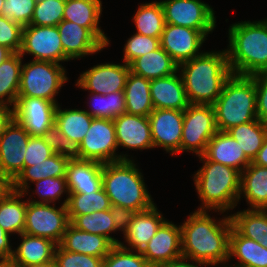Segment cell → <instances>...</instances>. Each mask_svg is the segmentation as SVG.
<instances>
[{"mask_svg":"<svg viewBox=\"0 0 267 267\" xmlns=\"http://www.w3.org/2000/svg\"><path fill=\"white\" fill-rule=\"evenodd\" d=\"M233 227L244 237L267 248V210L244 209L230 215Z\"/></svg>","mask_w":267,"mask_h":267,"instance_id":"cell-33","label":"cell"},{"mask_svg":"<svg viewBox=\"0 0 267 267\" xmlns=\"http://www.w3.org/2000/svg\"><path fill=\"white\" fill-rule=\"evenodd\" d=\"M53 154L41 136H30L24 156V167L42 163Z\"/></svg>","mask_w":267,"mask_h":267,"instance_id":"cell-50","label":"cell"},{"mask_svg":"<svg viewBox=\"0 0 267 267\" xmlns=\"http://www.w3.org/2000/svg\"><path fill=\"white\" fill-rule=\"evenodd\" d=\"M103 163L94 160L70 159L66 180L70 193H90L102 188Z\"/></svg>","mask_w":267,"mask_h":267,"instance_id":"cell-25","label":"cell"},{"mask_svg":"<svg viewBox=\"0 0 267 267\" xmlns=\"http://www.w3.org/2000/svg\"><path fill=\"white\" fill-rule=\"evenodd\" d=\"M228 43L226 51L232 74L251 76L267 71V18L231 24Z\"/></svg>","mask_w":267,"mask_h":267,"instance_id":"cell-3","label":"cell"},{"mask_svg":"<svg viewBox=\"0 0 267 267\" xmlns=\"http://www.w3.org/2000/svg\"><path fill=\"white\" fill-rule=\"evenodd\" d=\"M66 0H38L30 25L57 26L63 20Z\"/></svg>","mask_w":267,"mask_h":267,"instance_id":"cell-43","label":"cell"},{"mask_svg":"<svg viewBox=\"0 0 267 267\" xmlns=\"http://www.w3.org/2000/svg\"><path fill=\"white\" fill-rule=\"evenodd\" d=\"M184 110L154 109L148 116L154 148L180 154Z\"/></svg>","mask_w":267,"mask_h":267,"instance_id":"cell-15","label":"cell"},{"mask_svg":"<svg viewBox=\"0 0 267 267\" xmlns=\"http://www.w3.org/2000/svg\"><path fill=\"white\" fill-rule=\"evenodd\" d=\"M227 132L239 143L246 157L252 162L267 136V123L256 119L232 127Z\"/></svg>","mask_w":267,"mask_h":267,"instance_id":"cell-37","label":"cell"},{"mask_svg":"<svg viewBox=\"0 0 267 267\" xmlns=\"http://www.w3.org/2000/svg\"><path fill=\"white\" fill-rule=\"evenodd\" d=\"M238 267H267V248L242 236L233 226L229 235V262Z\"/></svg>","mask_w":267,"mask_h":267,"instance_id":"cell-30","label":"cell"},{"mask_svg":"<svg viewBox=\"0 0 267 267\" xmlns=\"http://www.w3.org/2000/svg\"><path fill=\"white\" fill-rule=\"evenodd\" d=\"M229 262H225V263H222V264H220V266H219V264H216V265H213L212 267H238V266H235V265H232V262L230 263V264H228ZM222 265V266H221Z\"/></svg>","mask_w":267,"mask_h":267,"instance_id":"cell-60","label":"cell"},{"mask_svg":"<svg viewBox=\"0 0 267 267\" xmlns=\"http://www.w3.org/2000/svg\"><path fill=\"white\" fill-rule=\"evenodd\" d=\"M111 203L104 188L90 193H70L67 202L68 215H84L94 211L109 210Z\"/></svg>","mask_w":267,"mask_h":267,"instance_id":"cell-41","label":"cell"},{"mask_svg":"<svg viewBox=\"0 0 267 267\" xmlns=\"http://www.w3.org/2000/svg\"><path fill=\"white\" fill-rule=\"evenodd\" d=\"M103 267H151L141 251L128 250L120 244L114 245L104 257Z\"/></svg>","mask_w":267,"mask_h":267,"instance_id":"cell-45","label":"cell"},{"mask_svg":"<svg viewBox=\"0 0 267 267\" xmlns=\"http://www.w3.org/2000/svg\"><path fill=\"white\" fill-rule=\"evenodd\" d=\"M69 224L67 205L56 207V203L27 201L23 233L46 238L59 245Z\"/></svg>","mask_w":267,"mask_h":267,"instance_id":"cell-9","label":"cell"},{"mask_svg":"<svg viewBox=\"0 0 267 267\" xmlns=\"http://www.w3.org/2000/svg\"><path fill=\"white\" fill-rule=\"evenodd\" d=\"M0 267H16L10 261L7 262H0Z\"/></svg>","mask_w":267,"mask_h":267,"instance_id":"cell-61","label":"cell"},{"mask_svg":"<svg viewBox=\"0 0 267 267\" xmlns=\"http://www.w3.org/2000/svg\"><path fill=\"white\" fill-rule=\"evenodd\" d=\"M13 118V108L0 104V136Z\"/></svg>","mask_w":267,"mask_h":267,"instance_id":"cell-55","label":"cell"},{"mask_svg":"<svg viewBox=\"0 0 267 267\" xmlns=\"http://www.w3.org/2000/svg\"><path fill=\"white\" fill-rule=\"evenodd\" d=\"M68 217L70 224L78 230L96 235H103L114 245H118L121 242L110 235L117 232L110 209L94 211L84 215H68Z\"/></svg>","mask_w":267,"mask_h":267,"instance_id":"cell-38","label":"cell"},{"mask_svg":"<svg viewBox=\"0 0 267 267\" xmlns=\"http://www.w3.org/2000/svg\"><path fill=\"white\" fill-rule=\"evenodd\" d=\"M103 260L101 257L64 250L59 245L54 251L56 267H103Z\"/></svg>","mask_w":267,"mask_h":267,"instance_id":"cell-47","label":"cell"},{"mask_svg":"<svg viewBox=\"0 0 267 267\" xmlns=\"http://www.w3.org/2000/svg\"><path fill=\"white\" fill-rule=\"evenodd\" d=\"M113 122L118 147L133 151L154 148L148 116L123 113Z\"/></svg>","mask_w":267,"mask_h":267,"instance_id":"cell-19","label":"cell"},{"mask_svg":"<svg viewBox=\"0 0 267 267\" xmlns=\"http://www.w3.org/2000/svg\"><path fill=\"white\" fill-rule=\"evenodd\" d=\"M4 5V0H0V16L2 15V7Z\"/></svg>","mask_w":267,"mask_h":267,"instance_id":"cell-62","label":"cell"},{"mask_svg":"<svg viewBox=\"0 0 267 267\" xmlns=\"http://www.w3.org/2000/svg\"><path fill=\"white\" fill-rule=\"evenodd\" d=\"M19 54L32 55L33 60L51 61L58 64L70 61L64 54L57 26L27 25L22 31Z\"/></svg>","mask_w":267,"mask_h":267,"instance_id":"cell-12","label":"cell"},{"mask_svg":"<svg viewBox=\"0 0 267 267\" xmlns=\"http://www.w3.org/2000/svg\"><path fill=\"white\" fill-rule=\"evenodd\" d=\"M190 261H192V263ZM156 267H208V266L206 264L193 261L189 258L180 257L176 260L159 264Z\"/></svg>","mask_w":267,"mask_h":267,"instance_id":"cell-54","label":"cell"},{"mask_svg":"<svg viewBox=\"0 0 267 267\" xmlns=\"http://www.w3.org/2000/svg\"><path fill=\"white\" fill-rule=\"evenodd\" d=\"M131 160L103 163L102 187L111 205L142 212L155 203L149 193L142 172Z\"/></svg>","mask_w":267,"mask_h":267,"instance_id":"cell-5","label":"cell"},{"mask_svg":"<svg viewBox=\"0 0 267 267\" xmlns=\"http://www.w3.org/2000/svg\"><path fill=\"white\" fill-rule=\"evenodd\" d=\"M150 81L132 72L129 73L124 88L126 113L149 116L154 110L150 94Z\"/></svg>","mask_w":267,"mask_h":267,"instance_id":"cell-32","label":"cell"},{"mask_svg":"<svg viewBox=\"0 0 267 267\" xmlns=\"http://www.w3.org/2000/svg\"><path fill=\"white\" fill-rule=\"evenodd\" d=\"M141 253L151 267L182 257L180 225L166 220Z\"/></svg>","mask_w":267,"mask_h":267,"instance_id":"cell-18","label":"cell"},{"mask_svg":"<svg viewBox=\"0 0 267 267\" xmlns=\"http://www.w3.org/2000/svg\"><path fill=\"white\" fill-rule=\"evenodd\" d=\"M57 28L65 56L77 60L101 52L106 46L88 29L78 24L62 20Z\"/></svg>","mask_w":267,"mask_h":267,"instance_id":"cell-20","label":"cell"},{"mask_svg":"<svg viewBox=\"0 0 267 267\" xmlns=\"http://www.w3.org/2000/svg\"><path fill=\"white\" fill-rule=\"evenodd\" d=\"M102 9L101 0H66L63 20L88 28L107 47L110 40L100 27Z\"/></svg>","mask_w":267,"mask_h":267,"instance_id":"cell-23","label":"cell"},{"mask_svg":"<svg viewBox=\"0 0 267 267\" xmlns=\"http://www.w3.org/2000/svg\"><path fill=\"white\" fill-rule=\"evenodd\" d=\"M62 64L51 61L33 60L22 63L18 97H36L53 101L68 81Z\"/></svg>","mask_w":267,"mask_h":267,"instance_id":"cell-7","label":"cell"},{"mask_svg":"<svg viewBox=\"0 0 267 267\" xmlns=\"http://www.w3.org/2000/svg\"><path fill=\"white\" fill-rule=\"evenodd\" d=\"M41 137L54 153L69 159H79V144L62 134L55 123Z\"/></svg>","mask_w":267,"mask_h":267,"instance_id":"cell-44","label":"cell"},{"mask_svg":"<svg viewBox=\"0 0 267 267\" xmlns=\"http://www.w3.org/2000/svg\"><path fill=\"white\" fill-rule=\"evenodd\" d=\"M57 104L36 97H18L13 117L30 136H42L55 123Z\"/></svg>","mask_w":267,"mask_h":267,"instance_id":"cell-16","label":"cell"},{"mask_svg":"<svg viewBox=\"0 0 267 267\" xmlns=\"http://www.w3.org/2000/svg\"><path fill=\"white\" fill-rule=\"evenodd\" d=\"M79 148V159L81 160H94L100 163L131 160L128 153L117 154L115 125L110 119L93 118Z\"/></svg>","mask_w":267,"mask_h":267,"instance_id":"cell-10","label":"cell"},{"mask_svg":"<svg viewBox=\"0 0 267 267\" xmlns=\"http://www.w3.org/2000/svg\"><path fill=\"white\" fill-rule=\"evenodd\" d=\"M150 94L154 109L185 110L189 106L178 70L169 76L152 79Z\"/></svg>","mask_w":267,"mask_h":267,"instance_id":"cell-22","label":"cell"},{"mask_svg":"<svg viewBox=\"0 0 267 267\" xmlns=\"http://www.w3.org/2000/svg\"><path fill=\"white\" fill-rule=\"evenodd\" d=\"M37 0H4L2 16L22 27L30 25Z\"/></svg>","mask_w":267,"mask_h":267,"instance_id":"cell-48","label":"cell"},{"mask_svg":"<svg viewBox=\"0 0 267 267\" xmlns=\"http://www.w3.org/2000/svg\"><path fill=\"white\" fill-rule=\"evenodd\" d=\"M61 108L58 104L55 124L62 134L80 144L90 128L93 117L85 109Z\"/></svg>","mask_w":267,"mask_h":267,"instance_id":"cell-36","label":"cell"},{"mask_svg":"<svg viewBox=\"0 0 267 267\" xmlns=\"http://www.w3.org/2000/svg\"><path fill=\"white\" fill-rule=\"evenodd\" d=\"M13 191V180L0 171V200L6 198Z\"/></svg>","mask_w":267,"mask_h":267,"instance_id":"cell-56","label":"cell"},{"mask_svg":"<svg viewBox=\"0 0 267 267\" xmlns=\"http://www.w3.org/2000/svg\"><path fill=\"white\" fill-rule=\"evenodd\" d=\"M110 213L113 217L114 224L116 226L117 231L124 232L127 230L129 224L132 222L135 211L132 209L124 208L117 205H111Z\"/></svg>","mask_w":267,"mask_h":267,"instance_id":"cell-52","label":"cell"},{"mask_svg":"<svg viewBox=\"0 0 267 267\" xmlns=\"http://www.w3.org/2000/svg\"><path fill=\"white\" fill-rule=\"evenodd\" d=\"M90 106L87 111L93 118L113 120L126 113L124 91H117L110 94L91 93L88 95Z\"/></svg>","mask_w":267,"mask_h":267,"instance_id":"cell-40","label":"cell"},{"mask_svg":"<svg viewBox=\"0 0 267 267\" xmlns=\"http://www.w3.org/2000/svg\"><path fill=\"white\" fill-rule=\"evenodd\" d=\"M256 86L257 118L267 123V71L251 75Z\"/></svg>","mask_w":267,"mask_h":267,"instance_id":"cell-51","label":"cell"},{"mask_svg":"<svg viewBox=\"0 0 267 267\" xmlns=\"http://www.w3.org/2000/svg\"><path fill=\"white\" fill-rule=\"evenodd\" d=\"M13 54L11 50L3 45H0V64Z\"/></svg>","mask_w":267,"mask_h":267,"instance_id":"cell-58","label":"cell"},{"mask_svg":"<svg viewBox=\"0 0 267 267\" xmlns=\"http://www.w3.org/2000/svg\"><path fill=\"white\" fill-rule=\"evenodd\" d=\"M36 185V190L33 191L32 195H38L40 200H35L31 193L29 194L32 198H27V201L34 203H45V204H55V201H59L62 195L66 193V199L62 201V205H67L69 199V189L67 185L66 177H48L34 182ZM32 199V200H31Z\"/></svg>","mask_w":267,"mask_h":267,"instance_id":"cell-42","label":"cell"},{"mask_svg":"<svg viewBox=\"0 0 267 267\" xmlns=\"http://www.w3.org/2000/svg\"><path fill=\"white\" fill-rule=\"evenodd\" d=\"M241 197L245 198L249 206L247 209L267 210V167L251 162L241 172L238 202Z\"/></svg>","mask_w":267,"mask_h":267,"instance_id":"cell-29","label":"cell"},{"mask_svg":"<svg viewBox=\"0 0 267 267\" xmlns=\"http://www.w3.org/2000/svg\"><path fill=\"white\" fill-rule=\"evenodd\" d=\"M218 132L211 104H189L184 110L180 153L204 154L207 143Z\"/></svg>","mask_w":267,"mask_h":267,"instance_id":"cell-8","label":"cell"},{"mask_svg":"<svg viewBox=\"0 0 267 267\" xmlns=\"http://www.w3.org/2000/svg\"><path fill=\"white\" fill-rule=\"evenodd\" d=\"M133 16L132 20L136 26V33L161 38L165 19L160 1L140 4Z\"/></svg>","mask_w":267,"mask_h":267,"instance_id":"cell-39","label":"cell"},{"mask_svg":"<svg viewBox=\"0 0 267 267\" xmlns=\"http://www.w3.org/2000/svg\"><path fill=\"white\" fill-rule=\"evenodd\" d=\"M129 67L130 72L149 80L169 76L178 70V65L162 47L136 58Z\"/></svg>","mask_w":267,"mask_h":267,"instance_id":"cell-31","label":"cell"},{"mask_svg":"<svg viewBox=\"0 0 267 267\" xmlns=\"http://www.w3.org/2000/svg\"><path fill=\"white\" fill-rule=\"evenodd\" d=\"M202 167L193 175L194 187L201 201L199 211H214L224 214L237 204L240 194L241 173L229 166L198 156Z\"/></svg>","mask_w":267,"mask_h":267,"instance_id":"cell-4","label":"cell"},{"mask_svg":"<svg viewBox=\"0 0 267 267\" xmlns=\"http://www.w3.org/2000/svg\"><path fill=\"white\" fill-rule=\"evenodd\" d=\"M252 163L258 166L267 167V136Z\"/></svg>","mask_w":267,"mask_h":267,"instance_id":"cell-57","label":"cell"},{"mask_svg":"<svg viewBox=\"0 0 267 267\" xmlns=\"http://www.w3.org/2000/svg\"><path fill=\"white\" fill-rule=\"evenodd\" d=\"M23 27L12 20L0 16V45L13 53H19L22 46Z\"/></svg>","mask_w":267,"mask_h":267,"instance_id":"cell-49","label":"cell"},{"mask_svg":"<svg viewBox=\"0 0 267 267\" xmlns=\"http://www.w3.org/2000/svg\"><path fill=\"white\" fill-rule=\"evenodd\" d=\"M23 57L13 53L0 64V104L14 107L20 87Z\"/></svg>","mask_w":267,"mask_h":267,"instance_id":"cell-35","label":"cell"},{"mask_svg":"<svg viewBox=\"0 0 267 267\" xmlns=\"http://www.w3.org/2000/svg\"><path fill=\"white\" fill-rule=\"evenodd\" d=\"M129 73L126 63H101L83 71L75 84L91 93L110 94L124 91Z\"/></svg>","mask_w":267,"mask_h":267,"instance_id":"cell-14","label":"cell"},{"mask_svg":"<svg viewBox=\"0 0 267 267\" xmlns=\"http://www.w3.org/2000/svg\"><path fill=\"white\" fill-rule=\"evenodd\" d=\"M165 23L200 32H213L216 16L212 6L201 0H161Z\"/></svg>","mask_w":267,"mask_h":267,"instance_id":"cell-11","label":"cell"},{"mask_svg":"<svg viewBox=\"0 0 267 267\" xmlns=\"http://www.w3.org/2000/svg\"><path fill=\"white\" fill-rule=\"evenodd\" d=\"M59 246L70 252L104 258L114 244L103 235L84 232L69 224Z\"/></svg>","mask_w":267,"mask_h":267,"instance_id":"cell-28","label":"cell"},{"mask_svg":"<svg viewBox=\"0 0 267 267\" xmlns=\"http://www.w3.org/2000/svg\"><path fill=\"white\" fill-rule=\"evenodd\" d=\"M189 104L213 105L232 75L226 49L204 51L178 66Z\"/></svg>","mask_w":267,"mask_h":267,"instance_id":"cell-2","label":"cell"},{"mask_svg":"<svg viewBox=\"0 0 267 267\" xmlns=\"http://www.w3.org/2000/svg\"><path fill=\"white\" fill-rule=\"evenodd\" d=\"M10 237L0 226V262H7L12 258L14 248Z\"/></svg>","mask_w":267,"mask_h":267,"instance_id":"cell-53","label":"cell"},{"mask_svg":"<svg viewBox=\"0 0 267 267\" xmlns=\"http://www.w3.org/2000/svg\"><path fill=\"white\" fill-rule=\"evenodd\" d=\"M162 214L156 204L148 210L136 212L132 222L123 234L124 243L127 244L120 242V245L128 250L142 251L166 221Z\"/></svg>","mask_w":267,"mask_h":267,"instance_id":"cell-21","label":"cell"},{"mask_svg":"<svg viewBox=\"0 0 267 267\" xmlns=\"http://www.w3.org/2000/svg\"><path fill=\"white\" fill-rule=\"evenodd\" d=\"M213 108L218 131L227 132L232 127L258 119L253 77L232 74L224 83Z\"/></svg>","mask_w":267,"mask_h":267,"instance_id":"cell-6","label":"cell"},{"mask_svg":"<svg viewBox=\"0 0 267 267\" xmlns=\"http://www.w3.org/2000/svg\"><path fill=\"white\" fill-rule=\"evenodd\" d=\"M28 267H56V265H55V261L53 259L52 261H48V262L40 263V264H36V265H31Z\"/></svg>","mask_w":267,"mask_h":267,"instance_id":"cell-59","label":"cell"},{"mask_svg":"<svg viewBox=\"0 0 267 267\" xmlns=\"http://www.w3.org/2000/svg\"><path fill=\"white\" fill-rule=\"evenodd\" d=\"M69 158L54 153L52 156L30 167H24L13 180V190L22 192L25 196L30 193V183L48 177H66V168Z\"/></svg>","mask_w":267,"mask_h":267,"instance_id":"cell-27","label":"cell"},{"mask_svg":"<svg viewBox=\"0 0 267 267\" xmlns=\"http://www.w3.org/2000/svg\"><path fill=\"white\" fill-rule=\"evenodd\" d=\"M195 210L180 224L182 257L213 266L229 262L230 214L217 218Z\"/></svg>","mask_w":267,"mask_h":267,"instance_id":"cell-1","label":"cell"},{"mask_svg":"<svg viewBox=\"0 0 267 267\" xmlns=\"http://www.w3.org/2000/svg\"><path fill=\"white\" fill-rule=\"evenodd\" d=\"M30 134L14 118L0 136V171L14 180L24 168Z\"/></svg>","mask_w":267,"mask_h":267,"instance_id":"cell-17","label":"cell"},{"mask_svg":"<svg viewBox=\"0 0 267 267\" xmlns=\"http://www.w3.org/2000/svg\"><path fill=\"white\" fill-rule=\"evenodd\" d=\"M210 33L212 32H200L196 29L165 23L160 38V47L179 66L203 53L201 47Z\"/></svg>","mask_w":267,"mask_h":267,"instance_id":"cell-13","label":"cell"},{"mask_svg":"<svg viewBox=\"0 0 267 267\" xmlns=\"http://www.w3.org/2000/svg\"><path fill=\"white\" fill-rule=\"evenodd\" d=\"M22 192L12 191L0 200V226L11 235L18 236L24 232L27 199L22 200Z\"/></svg>","mask_w":267,"mask_h":267,"instance_id":"cell-34","label":"cell"},{"mask_svg":"<svg viewBox=\"0 0 267 267\" xmlns=\"http://www.w3.org/2000/svg\"><path fill=\"white\" fill-rule=\"evenodd\" d=\"M203 155L210 161L232 167L240 173L251 163L239 143L223 131H218L210 139Z\"/></svg>","mask_w":267,"mask_h":267,"instance_id":"cell-24","label":"cell"},{"mask_svg":"<svg viewBox=\"0 0 267 267\" xmlns=\"http://www.w3.org/2000/svg\"><path fill=\"white\" fill-rule=\"evenodd\" d=\"M160 47V39L134 33L123 47V62L129 65L136 58L155 51Z\"/></svg>","mask_w":267,"mask_h":267,"instance_id":"cell-46","label":"cell"},{"mask_svg":"<svg viewBox=\"0 0 267 267\" xmlns=\"http://www.w3.org/2000/svg\"><path fill=\"white\" fill-rule=\"evenodd\" d=\"M20 243L13 249L10 262L16 267H28L52 261L56 244L46 238L32 236L26 233L19 235Z\"/></svg>","mask_w":267,"mask_h":267,"instance_id":"cell-26","label":"cell"}]
</instances>
